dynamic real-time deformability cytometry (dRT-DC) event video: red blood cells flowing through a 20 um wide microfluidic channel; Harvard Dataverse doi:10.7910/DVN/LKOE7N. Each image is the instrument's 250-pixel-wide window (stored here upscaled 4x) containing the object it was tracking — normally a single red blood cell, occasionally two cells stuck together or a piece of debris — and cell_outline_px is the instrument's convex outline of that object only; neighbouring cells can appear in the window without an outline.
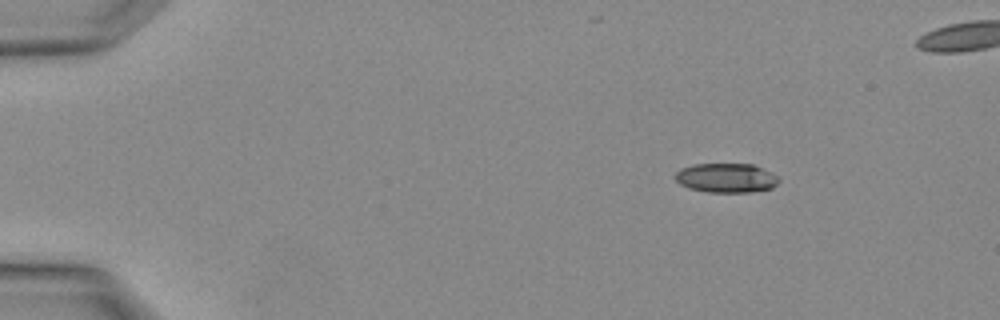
{"species": "Egyptian fruit bat (a non-hibernating species)", "species_latin": "Rousettus aegyptiacus", "temperature_condition": "warm", "stored_images_in_passage": 3, "camera_frame_rate_fps": 3000, "um_per_image_px": 0.085, "animal": {"sex": "female"}, "frame": {"image": 1, "passage_image": 1, "time_ms": 0.0, "image_size_px": [1000, 320], "cell_outline_px": [[780, 180], [772, 188], [752, 192], [708, 192], [688, 188], [680, 184], [676, 180], [676, 172], [680, 168], [692, 164], [752, 164], [776, 176]], "centroid_in_image_um": [61.69, 15.13], "position_along_channel_um": 23.3, "area_um2": 17.57}}